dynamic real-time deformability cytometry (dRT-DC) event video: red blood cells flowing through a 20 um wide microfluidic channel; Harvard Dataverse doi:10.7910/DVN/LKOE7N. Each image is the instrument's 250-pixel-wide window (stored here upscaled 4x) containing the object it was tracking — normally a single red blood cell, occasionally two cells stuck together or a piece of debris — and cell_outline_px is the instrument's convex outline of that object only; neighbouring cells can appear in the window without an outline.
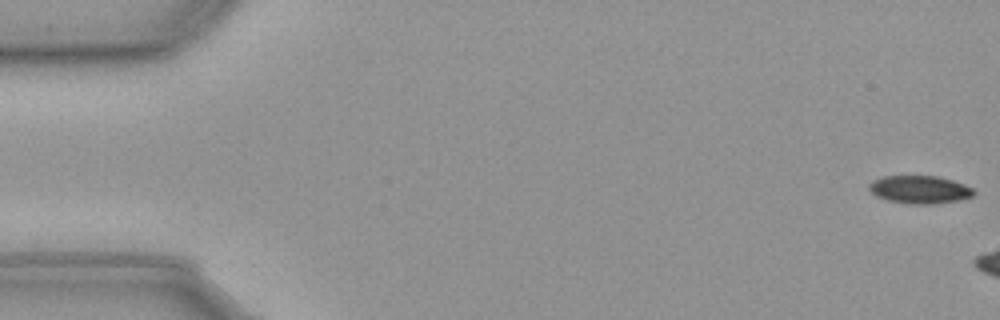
{"species": "common noctule bat (a hibernating species)", "species_latin": "Nyctalus noctula", "temperature_condition": "cold", "stored_images_in_passage": 6, "camera_frame_rate_fps": 3000, "um_per_image_px": 0.085, "animal": {"sex": "male", "body_mass_g": 23.1, "forearm_length_mm": 52.7}, "frame": {"image": 1, "passage_image": 1, "time_ms": 0.0, "image_size_px": [1000, 320], "cell_outline_px": [[976, 192], [972, 196], [960, 200], [936, 204], [908, 204], [888, 200], [876, 196], [868, 188], [868, 184], [872, 180], [884, 176], [936, 176], [952, 180], [972, 188]], "centroid_in_image_um": [78.16, 16.12], "position_along_channel_um": 6.8, "area_um2": 17.05}}